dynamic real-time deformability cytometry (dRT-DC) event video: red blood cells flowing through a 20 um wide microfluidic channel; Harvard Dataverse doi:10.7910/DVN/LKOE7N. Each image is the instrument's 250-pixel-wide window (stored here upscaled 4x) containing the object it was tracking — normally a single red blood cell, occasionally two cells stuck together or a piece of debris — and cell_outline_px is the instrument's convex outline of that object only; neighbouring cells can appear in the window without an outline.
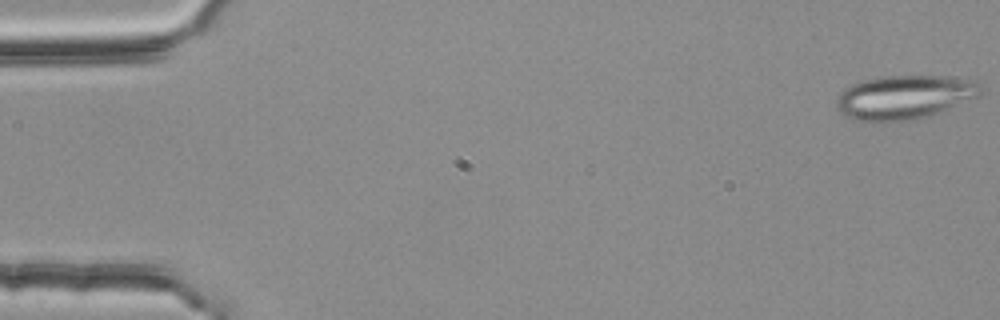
{"species": "common noctule bat (a hibernating species)", "species_latin": "Nyctalus noctula", "temperature_condition": "room temperature", "stored_images_in_passage": 54, "segment_of_instrument_passage": [1, 2], "camera_frame_rate_fps": 3000, "um_per_image_px": 0.085, "animal": {"sex": "female", "body_mass_g": 25.1}, "frame": {"image": 1, "passage_image": 1, "time_ms": 0.0, "image_size_px": [1000, 320], "cell_outline_px": [[984, 92], [980, 96], [940, 112], [928, 116], [908, 120], [852, 120], [844, 116], [836, 108], [836, 100], [840, 92], [844, 88], [852, 84], [864, 80], [880, 76], [948, 76], [980, 84]], "centroid_in_image_um": [76.85, 8.25], "position_along_channel_um": 8.1, "area_um2": 36.7}}